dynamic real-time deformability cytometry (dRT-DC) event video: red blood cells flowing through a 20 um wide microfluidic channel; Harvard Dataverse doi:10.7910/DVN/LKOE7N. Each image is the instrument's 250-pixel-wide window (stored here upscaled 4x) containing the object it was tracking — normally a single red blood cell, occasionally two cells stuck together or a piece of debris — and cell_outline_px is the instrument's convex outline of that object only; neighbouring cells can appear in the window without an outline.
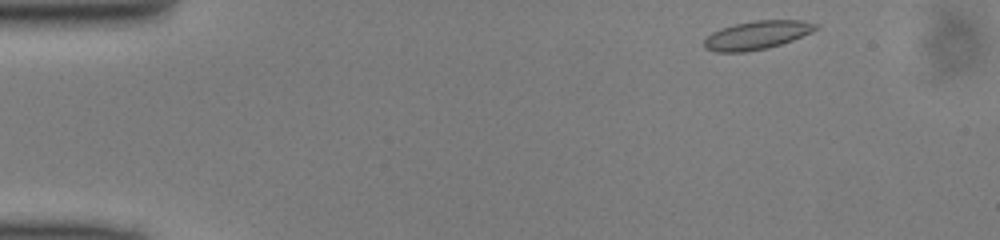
{"species": "common noctule bat (a hibernating species)", "species_latin": "Nyctalus noctula", "temperature_condition": "cold", "stored_images_in_passage": 44, "camera_frame_rate_fps": 3000, "um_per_image_px": 0.085, "animal": {"sex": "male", "body_mass_g": 13.0, "forearm_length_mm": 53.1}, "frame": {"image": 1, "passage_image": 1, "time_ms": 0.0, "image_size_px": [1000, 240], "cell_outline_px": [[820, 28], [812, 32], [792, 40], [768, 48], [744, 52], [716, 52], [704, 48], [704, 40], [712, 32], [720, 28], [736, 24], [756, 20], [804, 20], [820, 24]], "centroid_in_image_um": [64.38, 2.98], "position_along_channel_um": 20.6, "area_um2": 18.61}}
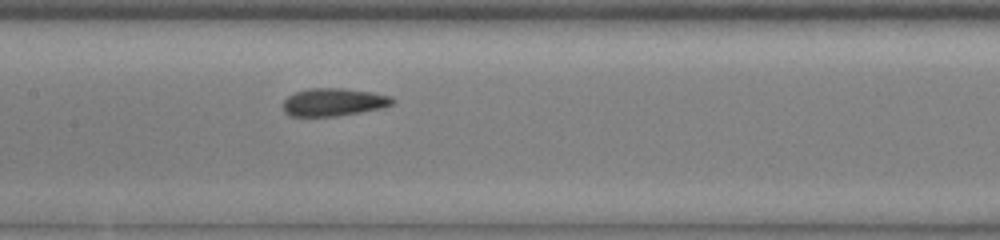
{"frame": {"image": 2, "passage_image": 19, "time_ms": 6.0, "image_size_px": [1000, 240], "cell_outline_px": [[396, 100], [392, 104], [384, 108], [336, 116], [288, 116], [284, 112], [284, 100], [288, 96], [296, 92], [308, 88], [340, 88], [372, 92], [392, 96]], "centroid_in_image_um": [28.38, 8.68], "position_along_channel_um": 179.0, "area_um2": 17.8}}
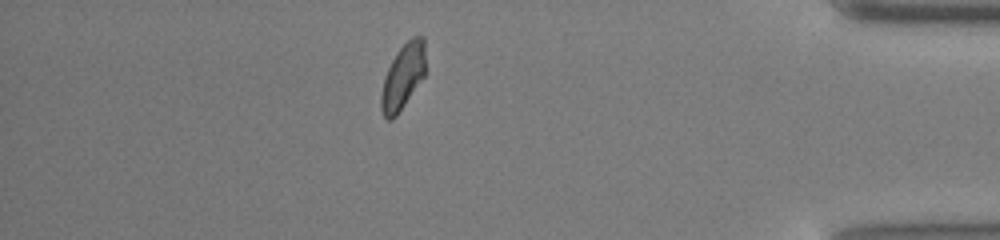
{"frame": {"image": 3, "passage_image": 38, "time_ms": 12.333, "image_size_px": [1000, 240], "cell_outline_px": [[424, 76], [396, 116], [392, 120], [388, 120], [384, 116], [380, 108], [380, 96], [384, 76], [396, 52], [412, 36], [424, 36]], "centroid_in_image_um": [34.22, 6.52], "position_along_channel_um": 401.0, "area_um2": 16.7}}